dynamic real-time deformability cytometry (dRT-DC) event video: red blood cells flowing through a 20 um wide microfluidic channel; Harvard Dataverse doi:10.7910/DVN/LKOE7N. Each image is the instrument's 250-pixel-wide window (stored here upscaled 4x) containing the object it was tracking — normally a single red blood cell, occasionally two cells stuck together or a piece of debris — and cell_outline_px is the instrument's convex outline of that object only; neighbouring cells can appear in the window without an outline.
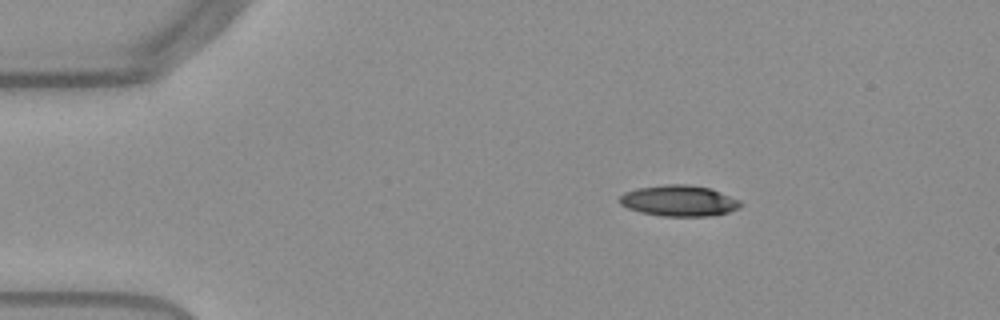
{"species": "Egyptian fruit bat (a non-hibernating species)", "species_latin": "Rousettus aegyptiacus", "temperature_condition": "warm", "stored_images_in_passage": 45, "camera_frame_rate_fps": 3000, "um_per_image_px": 0.085, "frame": {"image": 1, "passage_image": 1, "time_ms": 0.0, "image_size_px": [1000, 320], "cell_outline_px": [[744, 204], [740, 208], [728, 212], [712, 216], [660, 216], [640, 212], [628, 208], [620, 204], [616, 200], [624, 192], [636, 188], [664, 184], [688, 184], [712, 188], [740, 200]], "centroid_in_image_um": [57.72, 17.06], "position_along_channel_um": 27.3, "area_um2": 22.25}}
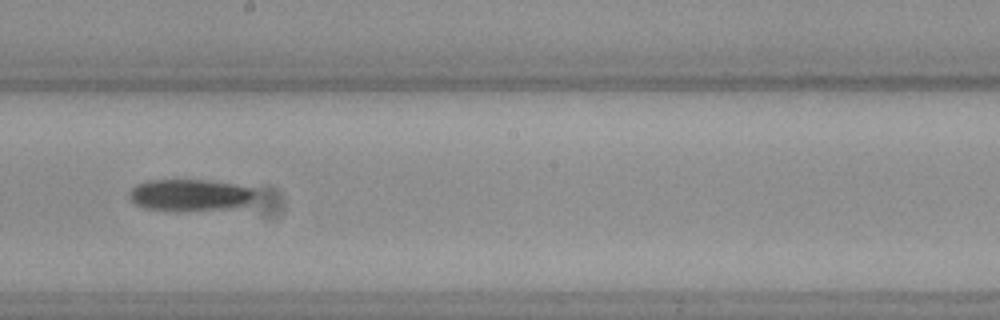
{"frame": {"image": 2, "passage_image": 22, "time_ms": 7.0, "image_size_px": [1000, 320], "cell_outline_px": [[256, 192], [252, 200], [248, 204], [236, 208], [176, 212], [144, 208], [136, 204], [128, 196], [128, 192], [136, 184], [148, 180], [208, 180], [232, 184], [252, 188]], "centroid_in_image_um": [16.14, 16.6], "position_along_channel_um": 232.1, "area_um2": 23.81}}
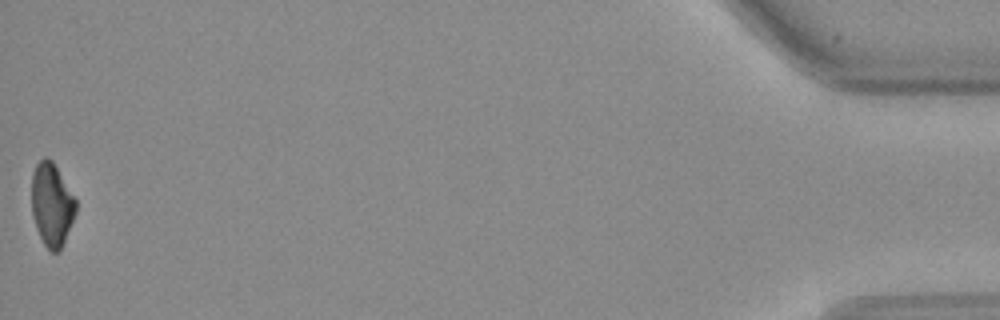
{"frame": {"image": 3, "passage_image": 45, "time_ms": 14.667, "image_size_px": [1000, 320], "cell_outline_px": [[76, 212], [64, 240], [60, 248], [56, 252], [52, 252], [44, 244], [36, 228], [32, 212], [32, 172], [36, 164], [44, 156], [52, 160], [76, 200]], "centroid_in_image_um": [4.38, 17.35], "position_along_channel_um": 430.8, "area_um2": 21.04}}